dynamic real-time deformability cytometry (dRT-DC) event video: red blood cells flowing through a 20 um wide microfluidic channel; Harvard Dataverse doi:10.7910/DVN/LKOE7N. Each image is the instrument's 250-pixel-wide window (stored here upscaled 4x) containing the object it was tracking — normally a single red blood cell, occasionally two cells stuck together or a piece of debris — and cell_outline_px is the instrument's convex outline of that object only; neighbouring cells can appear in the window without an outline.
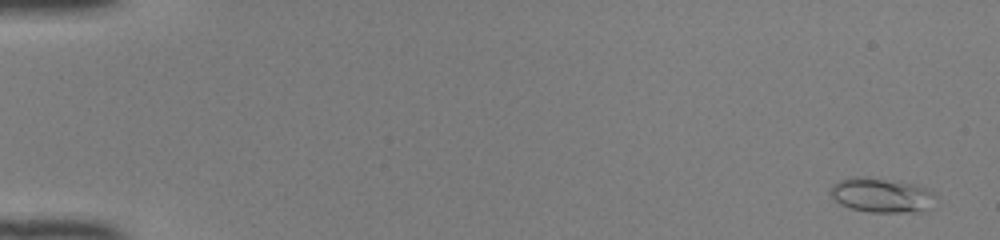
{"species": "common noctule bat (a hibernating species)", "species_latin": "Nyctalus noctula", "temperature_condition": "room temperature", "stored_images_in_passage": 50, "camera_frame_rate_fps": 3000, "um_per_image_px": 0.085, "animal": {"sex": "female", "body_mass_g": 22.0, "forearm_length_mm": 56.7}, "frame": {"image": 1, "passage_image": 2, "time_ms": 0.333, "image_size_px": [1000, 240], "cell_outline_px": [[936, 196], [932, 208], [920, 212], [868, 212], [848, 208], [840, 204], [832, 196], [832, 184], [840, 180], [852, 176], [856, 176], [916, 184], [928, 188]], "centroid_in_image_um": [74.98, 16.61], "position_along_channel_um": 10.0, "area_um2": 21.21}}
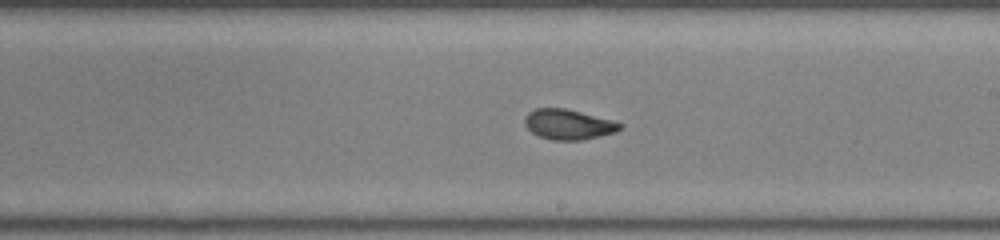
{"frame": {"image": 2, "passage_image": 30, "time_ms": 9.667, "image_size_px": [1000, 240], "cell_outline_px": [[624, 128], [616, 132], [584, 140], [552, 140], [540, 136], [532, 132], [524, 124], [524, 116], [528, 112], [536, 108], [564, 108], [612, 120], [624, 124]], "centroid_in_image_um": [48.33, 10.58], "position_along_channel_um": 240.7, "area_um2": 16.82}}
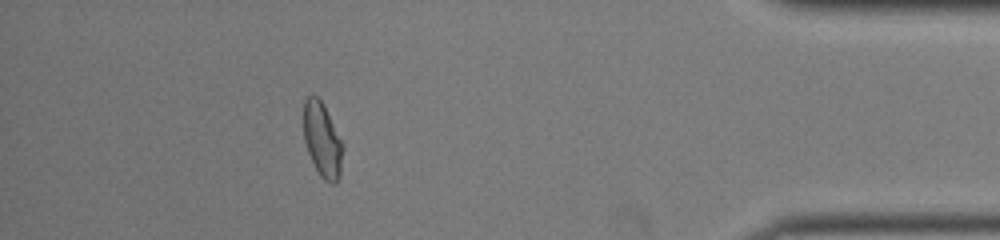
{"frame": {"image": 3, "passage_image": 45, "time_ms": 14.667, "image_size_px": [1000, 240], "cell_outline_px": [[344, 148], [340, 176], [336, 184], [332, 184], [324, 180], [320, 176], [308, 152], [304, 140], [304, 100], [308, 96], [316, 96], [324, 104], [344, 144]], "centroid_in_image_um": [27.43, 11.91], "position_along_channel_um": 407.8, "area_um2": 17.22}, "authors_computed_cell_mechanics": {"area_um2": 17.2244, "velocity_mm_per_s": 4.1457, "shape_relaxation_time_tau1_ms": 10.7777, "shape_relaxation_time_tau2_ms": 1.0753, "deformation_change_tau1": 0.2699, "deformation_change_tau2": 0.062}}